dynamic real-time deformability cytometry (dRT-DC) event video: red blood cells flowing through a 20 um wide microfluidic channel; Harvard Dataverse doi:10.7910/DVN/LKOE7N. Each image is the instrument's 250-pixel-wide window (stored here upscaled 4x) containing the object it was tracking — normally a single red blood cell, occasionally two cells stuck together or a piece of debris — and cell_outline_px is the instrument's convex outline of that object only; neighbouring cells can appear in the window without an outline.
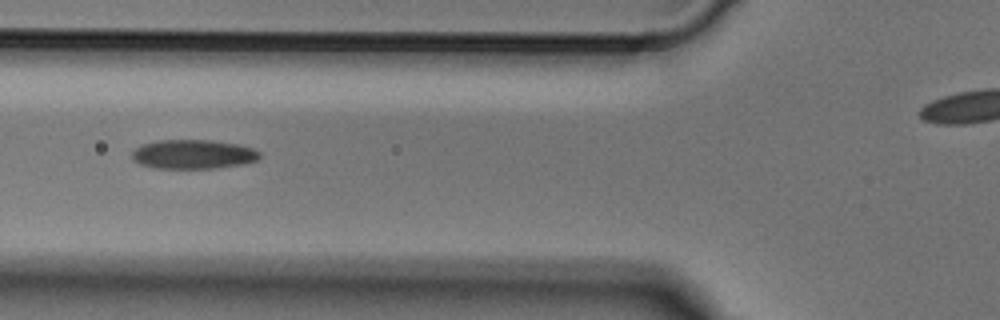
{"species": "Egyptian fruit bat (a non-hibernating species)", "species_latin": "Rousettus aegyptiacus", "temperature_condition": "cold", "stored_images_in_passage": 4, "camera_frame_rate_fps": 3000, "um_per_image_px": 0.085, "animal": {"sex": "male"}, "frame": {"image": 1, "passage_image": 4, "time_ms": 1.0, "image_size_px": [1000, 320], "cell_outline_px": [[260, 156], [256, 160], [244, 164], [216, 168], [156, 168], [140, 164], [132, 160], [132, 152], [140, 144], [160, 140], [212, 140], [240, 144], [252, 148], [260, 152]], "centroid_in_image_um": [16.42, 13.11], "position_along_channel_um": 109.4, "area_um2": 21.85}}